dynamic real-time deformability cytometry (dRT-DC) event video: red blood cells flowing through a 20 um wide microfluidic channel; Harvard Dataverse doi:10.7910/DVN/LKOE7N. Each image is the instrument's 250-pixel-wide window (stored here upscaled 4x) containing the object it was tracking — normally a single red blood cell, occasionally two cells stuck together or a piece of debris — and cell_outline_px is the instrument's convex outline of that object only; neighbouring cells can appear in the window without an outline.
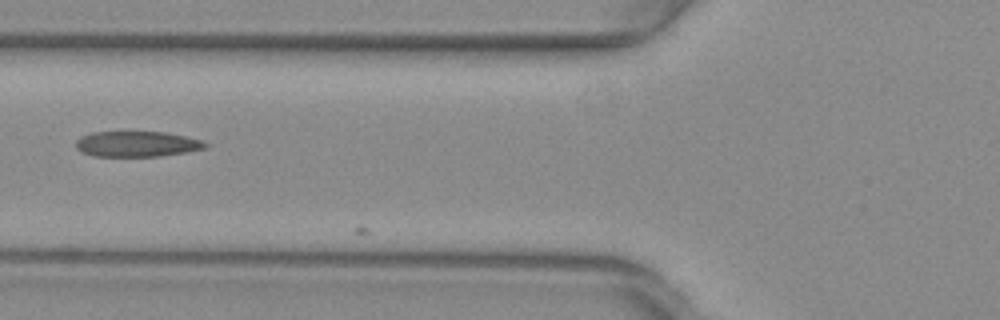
{"species": "common noctule bat (a hibernating species)", "species_latin": "Nyctalus noctula", "temperature_condition": "warm", "stored_images_in_passage": 5, "camera_frame_rate_fps": 3000, "um_per_image_px": 0.085, "animal": {"sex": "female", "body_mass_g": 29.2, "forearm_length_mm": 56.3}, "frame": {"image": 1, "passage_image": 4, "time_ms": 1.0, "image_size_px": [1000, 320], "cell_outline_px": [[208, 148], [160, 156], [92, 156], [80, 152], [76, 148], [76, 140], [80, 136], [92, 132], [164, 132], [184, 136], [200, 140], [208, 144]], "centroid_in_image_um": [11.59, 12.24], "position_along_channel_um": 114.2, "area_um2": 19.25}}